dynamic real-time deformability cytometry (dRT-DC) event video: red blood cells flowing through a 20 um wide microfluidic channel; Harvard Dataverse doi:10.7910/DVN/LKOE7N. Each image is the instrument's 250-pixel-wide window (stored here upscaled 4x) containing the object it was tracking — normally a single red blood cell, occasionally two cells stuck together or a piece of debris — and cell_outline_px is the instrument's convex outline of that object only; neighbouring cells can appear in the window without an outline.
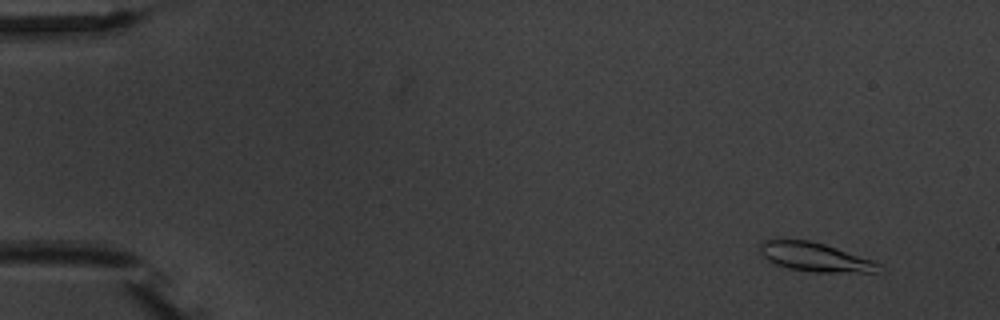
{"species": "common noctule bat (a hibernating species)", "species_latin": "Nyctalus noctula", "temperature_condition": "warm", "stored_images_in_passage": 6, "camera_frame_rate_fps": 3000, "um_per_image_px": 0.085, "animal": {"sex": "male", "body_mass_g": 20.1, "forearm_length_mm": 53.5}, "frame": {"image": 1, "passage_image": 2, "time_ms": 1.333, "image_size_px": [1000, 320], "cell_outline_px": [[880, 264], [872, 272], [812, 272], [788, 268], [776, 264], [768, 260], [760, 252], [760, 244], [764, 240], [808, 240], [824, 244], [872, 260]], "centroid_in_image_um": [69.21, 21.85], "position_along_channel_um": 15.8, "area_um2": 19.42}}
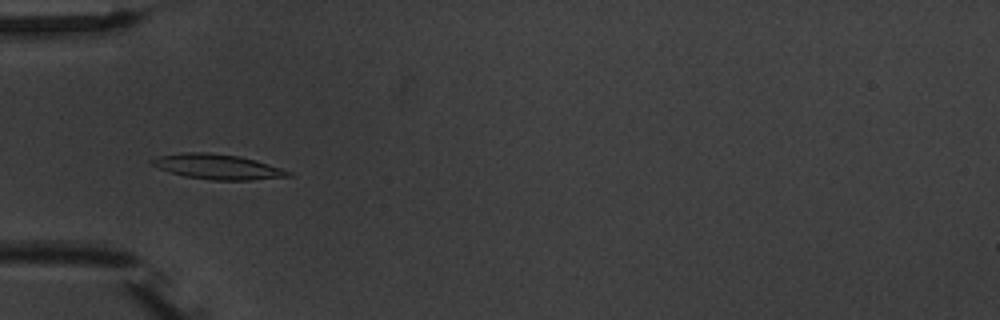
{"frame": {"image": 2, "passage_image": 6, "time_ms": 6.0, "image_size_px": [1000, 320], "cell_outline_px": [[292, 176], [252, 180], [212, 180], [184, 176], [160, 168], [152, 164], [148, 160], [160, 156], [180, 152], [208, 152], [240, 156], [268, 164], [292, 172]], "centroid_in_image_um": [18.5, 14.17], "position_along_channel_um": 66.5, "area_um2": 19.77}}